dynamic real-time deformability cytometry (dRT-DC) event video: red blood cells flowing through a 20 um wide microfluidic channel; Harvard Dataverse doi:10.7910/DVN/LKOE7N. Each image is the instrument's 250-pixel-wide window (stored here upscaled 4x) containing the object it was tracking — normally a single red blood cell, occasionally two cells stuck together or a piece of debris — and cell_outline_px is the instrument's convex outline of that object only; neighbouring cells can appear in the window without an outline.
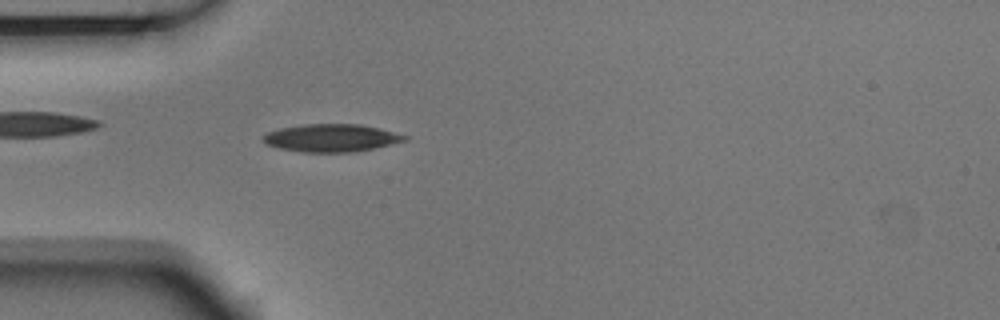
{"species": "Egyptian fruit bat (a non-hibernating species)", "species_latin": "Rousettus aegyptiacus", "temperature_condition": "room temperature", "stored_images_in_passage": 2, "camera_frame_rate_fps": 3000, "um_per_image_px": 0.085, "animal": {"sex": "male"}, "frame": {"image": 1, "passage_image": 2, "time_ms": 0.333, "image_size_px": [1000, 320], "cell_outline_px": [[408, 140], [356, 152], [304, 152], [280, 148], [268, 144], [260, 136], [268, 132], [280, 128], [304, 124], [360, 124], [408, 136]], "centroid_in_image_um": [28.15, 11.72], "position_along_channel_um": 56.9, "area_um2": 22.6}}